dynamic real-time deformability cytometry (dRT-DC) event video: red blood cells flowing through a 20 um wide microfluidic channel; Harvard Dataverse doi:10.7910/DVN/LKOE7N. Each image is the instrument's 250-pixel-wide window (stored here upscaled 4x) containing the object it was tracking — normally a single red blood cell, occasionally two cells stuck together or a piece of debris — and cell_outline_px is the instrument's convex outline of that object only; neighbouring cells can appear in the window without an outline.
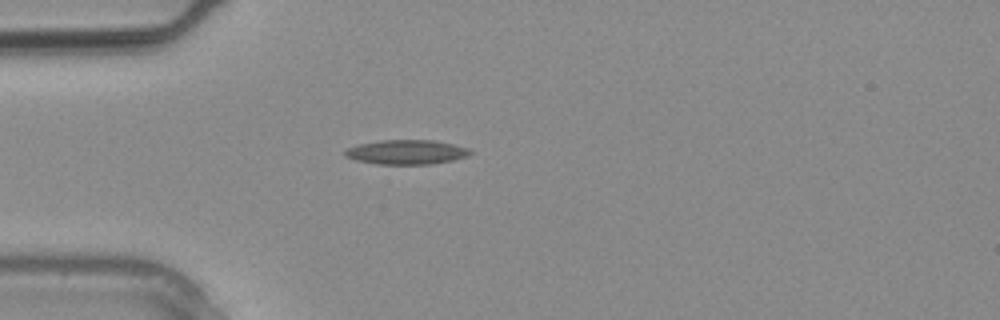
{"species": "common noctule bat (a hibernating species)", "species_latin": "Nyctalus noctula", "temperature_condition": "warm", "stored_images_in_passage": 1, "camera_frame_rate_fps": 3000, "um_per_image_px": 0.085, "animal": {"sex": "male", "body_mass_g": 20.4}, "frame": {"image": 1, "passage_image": 1, "time_ms": 0.0, "image_size_px": [1000, 320], "cell_outline_px": [[472, 152], [468, 156], [452, 160], [432, 164], [376, 164], [356, 160], [344, 156], [344, 148], [360, 144], [380, 140], [432, 140], [452, 144], [468, 148]], "centroid_in_image_um": [34.51, 12.93], "position_along_channel_um": 50.5, "area_um2": 17.86}}